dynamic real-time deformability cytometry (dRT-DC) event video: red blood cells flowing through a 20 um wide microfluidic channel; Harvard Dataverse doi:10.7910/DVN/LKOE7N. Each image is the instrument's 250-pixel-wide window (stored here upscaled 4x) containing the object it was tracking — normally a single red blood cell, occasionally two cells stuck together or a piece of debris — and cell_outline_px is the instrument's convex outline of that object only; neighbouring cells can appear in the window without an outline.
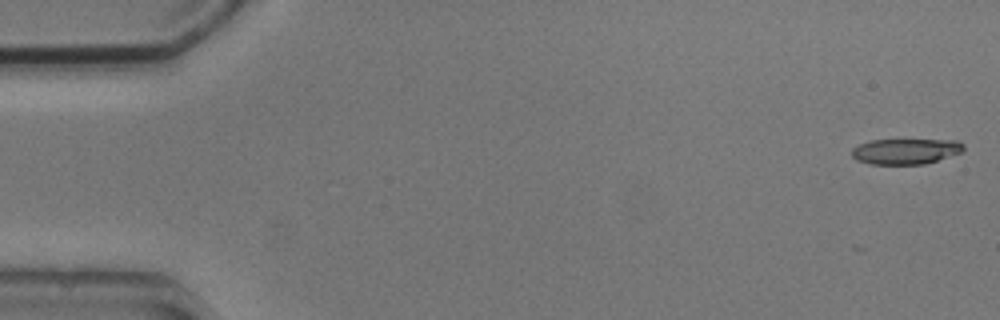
{"species": "common noctule bat (a hibernating species)", "species_latin": "Nyctalus noctula", "temperature_condition": "cold", "stored_images_in_passage": 5, "camera_frame_rate_fps": 3000, "um_per_image_px": 0.085, "animal": {"sex": "male", "body_mass_g": 20.5, "forearm_length_mm": 52.5}, "frame": {"image": 1, "passage_image": 1, "time_ms": 0.0, "image_size_px": [1000, 320], "cell_outline_px": [[964, 148], [960, 152], [924, 164], [872, 164], [856, 160], [852, 156], [852, 148], [860, 144], [872, 140], [956, 140], [964, 144]], "centroid_in_image_um": [76.95, 12.86], "position_along_channel_um": 8.1, "area_um2": 16.42}}